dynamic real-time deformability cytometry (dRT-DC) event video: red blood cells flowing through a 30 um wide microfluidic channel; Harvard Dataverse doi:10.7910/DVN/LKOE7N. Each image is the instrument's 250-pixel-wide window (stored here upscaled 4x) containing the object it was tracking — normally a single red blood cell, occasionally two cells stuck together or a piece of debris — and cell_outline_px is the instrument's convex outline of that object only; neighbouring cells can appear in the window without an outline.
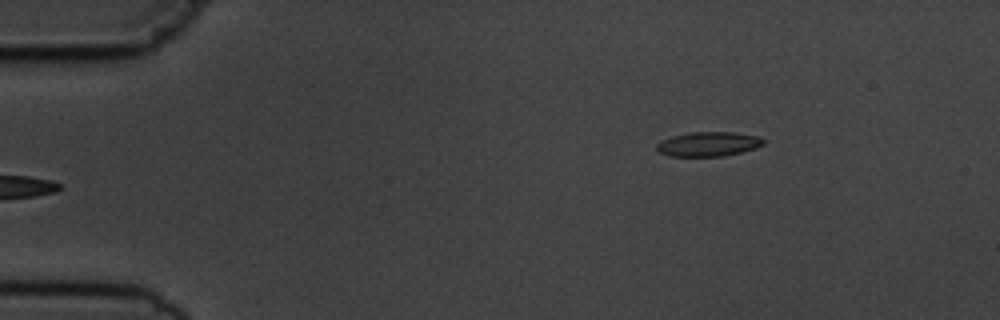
{"species": "common noctule bat (a hibernating species)", "species_latin": "Nyctalus noctula", "temperature_condition": "cold", "stored_images_in_passage": 6, "segment_of_instrument_passage": [2, 2], "camera_frame_rate_fps": 3000, "um_per_image_px": 0.085, "animal": {"sex": "male", "body_mass_g": 19.5, "forearm_length_mm": 54.6}, "frame": {"image": 1, "passage_image": 6, "time_ms": 5.667, "image_size_px": [1000, 320], "cell_outline_px": [[768, 140], [764, 144], [756, 148], [724, 156], [668, 156], [660, 152], [656, 148], [656, 144], [660, 140], [672, 136], [692, 132], [736, 132], [760, 136]], "centroid_in_image_um": [60.26, 12.23], "position_along_channel_um": 24.7, "area_um2": 15.43}}